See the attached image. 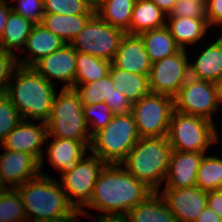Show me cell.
Returning <instances> with one entry per match:
<instances>
[{"label":"cell","instance_id":"cell-1","mask_svg":"<svg viewBox=\"0 0 222 222\" xmlns=\"http://www.w3.org/2000/svg\"><path fill=\"white\" fill-rule=\"evenodd\" d=\"M152 192L121 164H107L96 181L90 203L82 211L91 208L99 211V215H126Z\"/></svg>","mask_w":222,"mask_h":222},{"label":"cell","instance_id":"cell-2","mask_svg":"<svg viewBox=\"0 0 222 222\" xmlns=\"http://www.w3.org/2000/svg\"><path fill=\"white\" fill-rule=\"evenodd\" d=\"M55 85L42 77L33 67L19 65L5 94L23 120L32 119L47 123L57 94Z\"/></svg>","mask_w":222,"mask_h":222},{"label":"cell","instance_id":"cell-3","mask_svg":"<svg viewBox=\"0 0 222 222\" xmlns=\"http://www.w3.org/2000/svg\"><path fill=\"white\" fill-rule=\"evenodd\" d=\"M40 175L17 187L25 209L27 222H59L73 215L76 210L69 203L59 180Z\"/></svg>","mask_w":222,"mask_h":222},{"label":"cell","instance_id":"cell-4","mask_svg":"<svg viewBox=\"0 0 222 222\" xmlns=\"http://www.w3.org/2000/svg\"><path fill=\"white\" fill-rule=\"evenodd\" d=\"M171 152L167 136L143 137L129 151L121 165L153 191H158L162 182H165Z\"/></svg>","mask_w":222,"mask_h":222},{"label":"cell","instance_id":"cell-5","mask_svg":"<svg viewBox=\"0 0 222 222\" xmlns=\"http://www.w3.org/2000/svg\"><path fill=\"white\" fill-rule=\"evenodd\" d=\"M139 139L133 113L114 114L106 127L92 136L89 150L106 164H121Z\"/></svg>","mask_w":222,"mask_h":222},{"label":"cell","instance_id":"cell-6","mask_svg":"<svg viewBox=\"0 0 222 222\" xmlns=\"http://www.w3.org/2000/svg\"><path fill=\"white\" fill-rule=\"evenodd\" d=\"M60 92V93H59ZM47 124V137L82 141L88 148L91 135L83 114V105L74 89H62L55 95Z\"/></svg>","mask_w":222,"mask_h":222},{"label":"cell","instance_id":"cell-7","mask_svg":"<svg viewBox=\"0 0 222 222\" xmlns=\"http://www.w3.org/2000/svg\"><path fill=\"white\" fill-rule=\"evenodd\" d=\"M215 123L208 119L173 111L167 138L172 150L206 152L220 138Z\"/></svg>","mask_w":222,"mask_h":222},{"label":"cell","instance_id":"cell-8","mask_svg":"<svg viewBox=\"0 0 222 222\" xmlns=\"http://www.w3.org/2000/svg\"><path fill=\"white\" fill-rule=\"evenodd\" d=\"M125 34L94 14L70 45L78 52L112 62Z\"/></svg>","mask_w":222,"mask_h":222},{"label":"cell","instance_id":"cell-9","mask_svg":"<svg viewBox=\"0 0 222 222\" xmlns=\"http://www.w3.org/2000/svg\"><path fill=\"white\" fill-rule=\"evenodd\" d=\"M106 165L95 154L87 153L71 172L60 175L59 183L76 211H82L90 203L96 181Z\"/></svg>","mask_w":222,"mask_h":222},{"label":"cell","instance_id":"cell-10","mask_svg":"<svg viewBox=\"0 0 222 222\" xmlns=\"http://www.w3.org/2000/svg\"><path fill=\"white\" fill-rule=\"evenodd\" d=\"M174 99L166 95L150 93L132 104L136 129L140 138L167 136Z\"/></svg>","mask_w":222,"mask_h":222},{"label":"cell","instance_id":"cell-11","mask_svg":"<svg viewBox=\"0 0 222 222\" xmlns=\"http://www.w3.org/2000/svg\"><path fill=\"white\" fill-rule=\"evenodd\" d=\"M174 106L180 113L202 117L213 123L214 112L222 110L218 104L215 83L192 77H189L180 88L174 98Z\"/></svg>","mask_w":222,"mask_h":222},{"label":"cell","instance_id":"cell-12","mask_svg":"<svg viewBox=\"0 0 222 222\" xmlns=\"http://www.w3.org/2000/svg\"><path fill=\"white\" fill-rule=\"evenodd\" d=\"M185 49L152 63L149 88L153 94L166 95L173 99L189 76V60Z\"/></svg>","mask_w":222,"mask_h":222},{"label":"cell","instance_id":"cell-13","mask_svg":"<svg viewBox=\"0 0 222 222\" xmlns=\"http://www.w3.org/2000/svg\"><path fill=\"white\" fill-rule=\"evenodd\" d=\"M47 137V124H39L32 120H23L6 136L0 145L2 149L29 153L40 162V171L43 168L44 145ZM43 148V149H42Z\"/></svg>","mask_w":222,"mask_h":222},{"label":"cell","instance_id":"cell-14","mask_svg":"<svg viewBox=\"0 0 222 222\" xmlns=\"http://www.w3.org/2000/svg\"><path fill=\"white\" fill-rule=\"evenodd\" d=\"M159 194L164 198L176 222H195L207 206V191L197 186L189 188H161Z\"/></svg>","mask_w":222,"mask_h":222},{"label":"cell","instance_id":"cell-15","mask_svg":"<svg viewBox=\"0 0 222 222\" xmlns=\"http://www.w3.org/2000/svg\"><path fill=\"white\" fill-rule=\"evenodd\" d=\"M42 77L51 82H63L62 89H73L76 74V50L70 44L41 58L32 66ZM56 80L55 82L53 80Z\"/></svg>","mask_w":222,"mask_h":222},{"label":"cell","instance_id":"cell-16","mask_svg":"<svg viewBox=\"0 0 222 222\" xmlns=\"http://www.w3.org/2000/svg\"><path fill=\"white\" fill-rule=\"evenodd\" d=\"M0 155V176L7 188L16 189L39 176L40 162L29 153L4 149Z\"/></svg>","mask_w":222,"mask_h":222},{"label":"cell","instance_id":"cell-17","mask_svg":"<svg viewBox=\"0 0 222 222\" xmlns=\"http://www.w3.org/2000/svg\"><path fill=\"white\" fill-rule=\"evenodd\" d=\"M207 152L172 150L164 188H189L196 186V175Z\"/></svg>","mask_w":222,"mask_h":222},{"label":"cell","instance_id":"cell-18","mask_svg":"<svg viewBox=\"0 0 222 222\" xmlns=\"http://www.w3.org/2000/svg\"><path fill=\"white\" fill-rule=\"evenodd\" d=\"M111 64L128 72L150 75L152 62L139 35L125 34Z\"/></svg>","mask_w":222,"mask_h":222},{"label":"cell","instance_id":"cell-19","mask_svg":"<svg viewBox=\"0 0 222 222\" xmlns=\"http://www.w3.org/2000/svg\"><path fill=\"white\" fill-rule=\"evenodd\" d=\"M66 43L43 24H34L28 36L24 49L27 51L25 57L17 56L18 64L24 67H32L41 58L48 56L60 49Z\"/></svg>","mask_w":222,"mask_h":222},{"label":"cell","instance_id":"cell-20","mask_svg":"<svg viewBox=\"0 0 222 222\" xmlns=\"http://www.w3.org/2000/svg\"><path fill=\"white\" fill-rule=\"evenodd\" d=\"M48 161L61 173L71 172L89 148L78 140L53 137L47 145Z\"/></svg>","mask_w":222,"mask_h":222},{"label":"cell","instance_id":"cell-21","mask_svg":"<svg viewBox=\"0 0 222 222\" xmlns=\"http://www.w3.org/2000/svg\"><path fill=\"white\" fill-rule=\"evenodd\" d=\"M166 26L176 44L185 49L204 40L210 26L204 18L167 16ZM189 45V46H188Z\"/></svg>","mask_w":222,"mask_h":222},{"label":"cell","instance_id":"cell-22","mask_svg":"<svg viewBox=\"0 0 222 222\" xmlns=\"http://www.w3.org/2000/svg\"><path fill=\"white\" fill-rule=\"evenodd\" d=\"M199 53L194 62L189 61V76L213 83L222 79V45L217 38Z\"/></svg>","mask_w":222,"mask_h":222},{"label":"cell","instance_id":"cell-23","mask_svg":"<svg viewBox=\"0 0 222 222\" xmlns=\"http://www.w3.org/2000/svg\"><path fill=\"white\" fill-rule=\"evenodd\" d=\"M130 222H176L164 198L158 191L152 192L126 214Z\"/></svg>","mask_w":222,"mask_h":222},{"label":"cell","instance_id":"cell-24","mask_svg":"<svg viewBox=\"0 0 222 222\" xmlns=\"http://www.w3.org/2000/svg\"><path fill=\"white\" fill-rule=\"evenodd\" d=\"M109 76L113 81L114 89L125 95L131 104L138 102L142 97L151 93L148 75L128 72L118 69L111 64Z\"/></svg>","mask_w":222,"mask_h":222},{"label":"cell","instance_id":"cell-25","mask_svg":"<svg viewBox=\"0 0 222 222\" xmlns=\"http://www.w3.org/2000/svg\"><path fill=\"white\" fill-rule=\"evenodd\" d=\"M167 15L151 0H136L126 34L139 35L148 30L166 26Z\"/></svg>","mask_w":222,"mask_h":222},{"label":"cell","instance_id":"cell-26","mask_svg":"<svg viewBox=\"0 0 222 222\" xmlns=\"http://www.w3.org/2000/svg\"><path fill=\"white\" fill-rule=\"evenodd\" d=\"M33 26L32 21L11 10L0 39V48L17 56L20 55L15 51L22 52Z\"/></svg>","mask_w":222,"mask_h":222},{"label":"cell","instance_id":"cell-27","mask_svg":"<svg viewBox=\"0 0 222 222\" xmlns=\"http://www.w3.org/2000/svg\"><path fill=\"white\" fill-rule=\"evenodd\" d=\"M94 14L60 15L44 13L42 23L48 30L70 44Z\"/></svg>","mask_w":222,"mask_h":222},{"label":"cell","instance_id":"cell-28","mask_svg":"<svg viewBox=\"0 0 222 222\" xmlns=\"http://www.w3.org/2000/svg\"><path fill=\"white\" fill-rule=\"evenodd\" d=\"M136 0H98L95 14L108 24L125 32L130 29Z\"/></svg>","mask_w":222,"mask_h":222},{"label":"cell","instance_id":"cell-29","mask_svg":"<svg viewBox=\"0 0 222 222\" xmlns=\"http://www.w3.org/2000/svg\"><path fill=\"white\" fill-rule=\"evenodd\" d=\"M139 36L143 40L145 50L152 63L173 55L181 49L167 26L144 31Z\"/></svg>","mask_w":222,"mask_h":222},{"label":"cell","instance_id":"cell-30","mask_svg":"<svg viewBox=\"0 0 222 222\" xmlns=\"http://www.w3.org/2000/svg\"><path fill=\"white\" fill-rule=\"evenodd\" d=\"M110 66V61L76 51V74L73 88L107 76Z\"/></svg>","mask_w":222,"mask_h":222},{"label":"cell","instance_id":"cell-31","mask_svg":"<svg viewBox=\"0 0 222 222\" xmlns=\"http://www.w3.org/2000/svg\"><path fill=\"white\" fill-rule=\"evenodd\" d=\"M196 186L207 192L222 189V158L204 154L196 175Z\"/></svg>","mask_w":222,"mask_h":222},{"label":"cell","instance_id":"cell-32","mask_svg":"<svg viewBox=\"0 0 222 222\" xmlns=\"http://www.w3.org/2000/svg\"><path fill=\"white\" fill-rule=\"evenodd\" d=\"M114 85L109 74L99 80L87 84L76 85L73 89L79 95L83 106L110 102L114 93Z\"/></svg>","mask_w":222,"mask_h":222},{"label":"cell","instance_id":"cell-33","mask_svg":"<svg viewBox=\"0 0 222 222\" xmlns=\"http://www.w3.org/2000/svg\"><path fill=\"white\" fill-rule=\"evenodd\" d=\"M0 222H27L17 189L8 188L0 192Z\"/></svg>","mask_w":222,"mask_h":222},{"label":"cell","instance_id":"cell-34","mask_svg":"<svg viewBox=\"0 0 222 222\" xmlns=\"http://www.w3.org/2000/svg\"><path fill=\"white\" fill-rule=\"evenodd\" d=\"M44 12L60 15L95 14L94 7L86 0H43Z\"/></svg>","mask_w":222,"mask_h":222},{"label":"cell","instance_id":"cell-35","mask_svg":"<svg viewBox=\"0 0 222 222\" xmlns=\"http://www.w3.org/2000/svg\"><path fill=\"white\" fill-rule=\"evenodd\" d=\"M83 114L91 137L106 127L114 116L111 108L105 102L83 106Z\"/></svg>","mask_w":222,"mask_h":222},{"label":"cell","instance_id":"cell-36","mask_svg":"<svg viewBox=\"0 0 222 222\" xmlns=\"http://www.w3.org/2000/svg\"><path fill=\"white\" fill-rule=\"evenodd\" d=\"M22 121V117L6 94H0V145Z\"/></svg>","mask_w":222,"mask_h":222},{"label":"cell","instance_id":"cell-37","mask_svg":"<svg viewBox=\"0 0 222 222\" xmlns=\"http://www.w3.org/2000/svg\"><path fill=\"white\" fill-rule=\"evenodd\" d=\"M168 16L204 18L207 20L206 0H177Z\"/></svg>","mask_w":222,"mask_h":222},{"label":"cell","instance_id":"cell-38","mask_svg":"<svg viewBox=\"0 0 222 222\" xmlns=\"http://www.w3.org/2000/svg\"><path fill=\"white\" fill-rule=\"evenodd\" d=\"M16 2L15 6L11 5V10L29 19L34 24L42 23L44 16L43 0H8Z\"/></svg>","mask_w":222,"mask_h":222},{"label":"cell","instance_id":"cell-39","mask_svg":"<svg viewBox=\"0 0 222 222\" xmlns=\"http://www.w3.org/2000/svg\"><path fill=\"white\" fill-rule=\"evenodd\" d=\"M19 66L17 55L0 48V94H5L14 74Z\"/></svg>","mask_w":222,"mask_h":222},{"label":"cell","instance_id":"cell-40","mask_svg":"<svg viewBox=\"0 0 222 222\" xmlns=\"http://www.w3.org/2000/svg\"><path fill=\"white\" fill-rule=\"evenodd\" d=\"M105 103L109 105L114 114H125L132 110V104L128 98L116 89H114L110 102Z\"/></svg>","mask_w":222,"mask_h":222},{"label":"cell","instance_id":"cell-41","mask_svg":"<svg viewBox=\"0 0 222 222\" xmlns=\"http://www.w3.org/2000/svg\"><path fill=\"white\" fill-rule=\"evenodd\" d=\"M207 5V21L212 27L222 26V0H206ZM219 25V26H218Z\"/></svg>","mask_w":222,"mask_h":222},{"label":"cell","instance_id":"cell-42","mask_svg":"<svg viewBox=\"0 0 222 222\" xmlns=\"http://www.w3.org/2000/svg\"><path fill=\"white\" fill-rule=\"evenodd\" d=\"M207 205L222 218V189L207 192Z\"/></svg>","mask_w":222,"mask_h":222},{"label":"cell","instance_id":"cell-43","mask_svg":"<svg viewBox=\"0 0 222 222\" xmlns=\"http://www.w3.org/2000/svg\"><path fill=\"white\" fill-rule=\"evenodd\" d=\"M82 216L92 218L95 222H130L127 215H118V214H111V215H97L96 217L90 213V211H82Z\"/></svg>","mask_w":222,"mask_h":222},{"label":"cell","instance_id":"cell-44","mask_svg":"<svg viewBox=\"0 0 222 222\" xmlns=\"http://www.w3.org/2000/svg\"><path fill=\"white\" fill-rule=\"evenodd\" d=\"M195 222H222V218L207 205Z\"/></svg>","mask_w":222,"mask_h":222},{"label":"cell","instance_id":"cell-45","mask_svg":"<svg viewBox=\"0 0 222 222\" xmlns=\"http://www.w3.org/2000/svg\"><path fill=\"white\" fill-rule=\"evenodd\" d=\"M9 1H0V39L4 30L8 14L11 11V6L8 5Z\"/></svg>","mask_w":222,"mask_h":222},{"label":"cell","instance_id":"cell-46","mask_svg":"<svg viewBox=\"0 0 222 222\" xmlns=\"http://www.w3.org/2000/svg\"><path fill=\"white\" fill-rule=\"evenodd\" d=\"M167 16L172 12L177 0H151Z\"/></svg>","mask_w":222,"mask_h":222},{"label":"cell","instance_id":"cell-47","mask_svg":"<svg viewBox=\"0 0 222 222\" xmlns=\"http://www.w3.org/2000/svg\"><path fill=\"white\" fill-rule=\"evenodd\" d=\"M219 107L222 104V79L215 83Z\"/></svg>","mask_w":222,"mask_h":222},{"label":"cell","instance_id":"cell-48","mask_svg":"<svg viewBox=\"0 0 222 222\" xmlns=\"http://www.w3.org/2000/svg\"><path fill=\"white\" fill-rule=\"evenodd\" d=\"M78 216H82V211H76L73 215L64 220V222H82L77 220Z\"/></svg>","mask_w":222,"mask_h":222},{"label":"cell","instance_id":"cell-49","mask_svg":"<svg viewBox=\"0 0 222 222\" xmlns=\"http://www.w3.org/2000/svg\"><path fill=\"white\" fill-rule=\"evenodd\" d=\"M8 188L5 186V184L2 181V178L0 176V192H3L5 190H7Z\"/></svg>","mask_w":222,"mask_h":222},{"label":"cell","instance_id":"cell-50","mask_svg":"<svg viewBox=\"0 0 222 222\" xmlns=\"http://www.w3.org/2000/svg\"><path fill=\"white\" fill-rule=\"evenodd\" d=\"M86 1H88L94 8L96 7L98 2V0H86Z\"/></svg>","mask_w":222,"mask_h":222},{"label":"cell","instance_id":"cell-51","mask_svg":"<svg viewBox=\"0 0 222 222\" xmlns=\"http://www.w3.org/2000/svg\"><path fill=\"white\" fill-rule=\"evenodd\" d=\"M220 28H222L221 26H220ZM217 40L221 43V45H222V29H221V35H220V37H218L217 38Z\"/></svg>","mask_w":222,"mask_h":222}]
</instances>
